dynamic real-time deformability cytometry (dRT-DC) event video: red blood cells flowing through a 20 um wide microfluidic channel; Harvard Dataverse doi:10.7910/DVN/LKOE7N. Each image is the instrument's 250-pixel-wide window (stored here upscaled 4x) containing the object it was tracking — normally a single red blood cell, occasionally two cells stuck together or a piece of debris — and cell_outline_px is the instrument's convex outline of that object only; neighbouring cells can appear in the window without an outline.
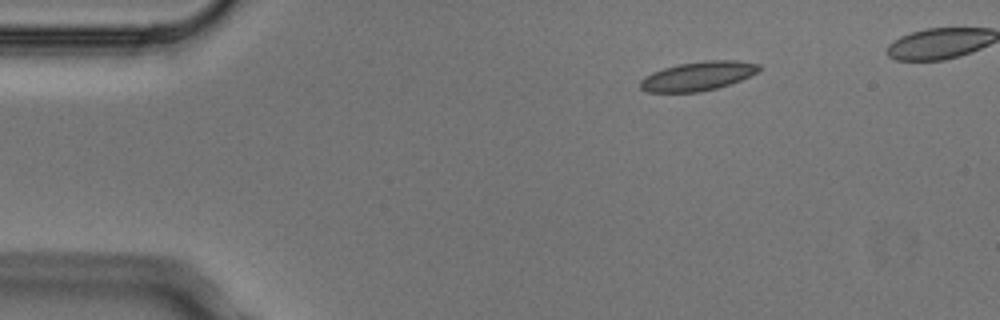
{"species": "Egyptian fruit bat (a non-hibernating species)", "species_latin": "Rousettus aegyptiacus", "temperature_condition": "cold", "stored_images_in_passage": 4, "camera_frame_rate_fps": 3000, "um_per_image_px": 0.085, "animal": {"sex": "male"}, "frame": {"image": 1, "passage_image": 1, "time_ms": 0.0, "image_size_px": [1000, 320], "cell_outline_px": [[764, 68], [740, 80], [716, 88], [700, 92], [648, 92], [640, 88], [640, 80], [644, 76], [652, 72], [664, 68], [680, 64], [704, 60], [736, 60], [760, 64]], "centroid_in_image_um": [59.32, 6.46], "position_along_channel_um": 25.7, "area_um2": 20.06}}